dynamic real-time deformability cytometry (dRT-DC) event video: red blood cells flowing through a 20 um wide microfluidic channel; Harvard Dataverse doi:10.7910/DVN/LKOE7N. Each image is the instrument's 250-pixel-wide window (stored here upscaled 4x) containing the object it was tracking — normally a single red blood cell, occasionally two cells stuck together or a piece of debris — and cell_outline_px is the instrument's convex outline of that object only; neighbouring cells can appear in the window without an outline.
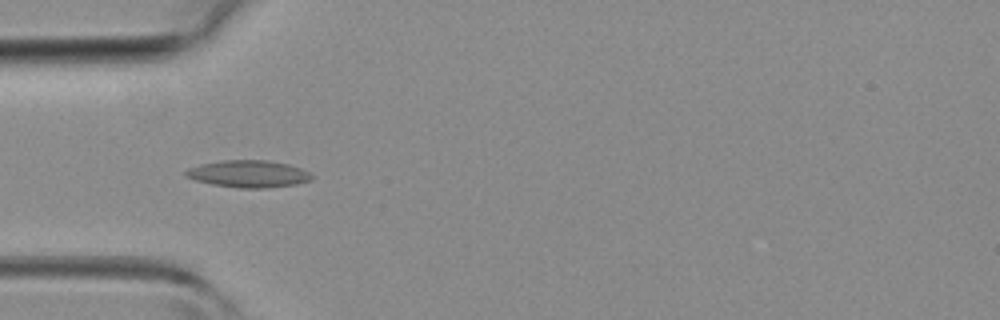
{"species": "common noctule bat (a hibernating species)", "species_latin": "Nyctalus noctula", "temperature_condition": "room temperature", "stored_images_in_passage": 43, "camera_frame_rate_fps": 3000, "um_per_image_px": 0.085, "animal": {"sex": "female", "body_mass_g": 19.3, "forearm_length_mm": 54.1}, "frame": {"image": 1, "passage_image": 13, "time_ms": 4.0, "image_size_px": [1000, 320], "cell_outline_px": [[312, 180], [296, 184], [268, 188], [240, 188], [212, 184], [196, 180], [184, 176], [184, 172], [188, 168], [200, 164], [224, 160], [268, 160], [288, 164], [300, 168], [308, 172], [312, 176]], "centroid_in_image_um": [21.11, 14.78], "position_along_channel_um": 63.9, "area_um2": 19.88}}
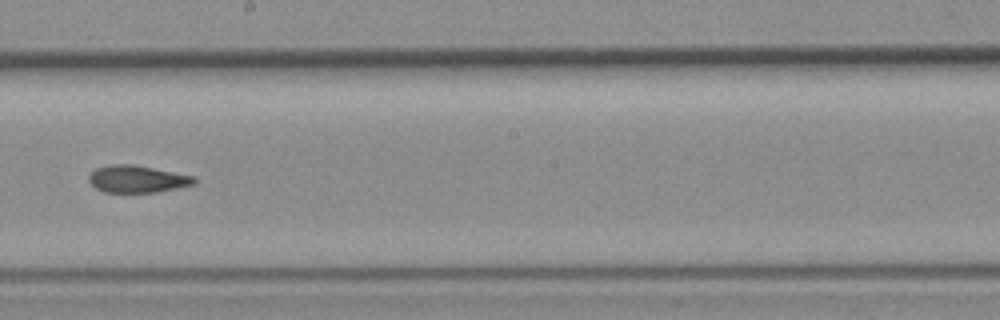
{"frame": {"image": 2, "passage_image": 24, "time_ms": 7.667, "image_size_px": [1000, 320], "cell_outline_px": [[196, 184], [156, 192], [104, 192], [96, 188], [88, 180], [88, 176], [96, 168], [112, 164], [132, 164], [196, 176]], "centroid_in_image_um": [11.68, 15.21], "position_along_channel_um": 236.5, "area_um2": 16.65}}
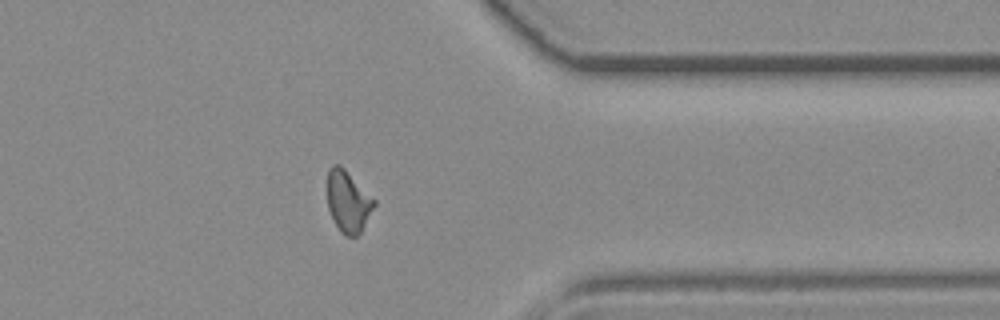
{"frame": {"image": 3, "passage_image": 34, "time_ms": 11.0, "image_size_px": [1000, 320], "cell_outline_px": [[376, 204], [360, 232], [356, 236], [344, 236], [340, 232], [328, 208], [328, 168], [332, 164], [340, 164], [376, 200]], "centroid_in_image_um": [29.59, 17.11], "position_along_channel_um": 381.8, "area_um2": 16.65}}